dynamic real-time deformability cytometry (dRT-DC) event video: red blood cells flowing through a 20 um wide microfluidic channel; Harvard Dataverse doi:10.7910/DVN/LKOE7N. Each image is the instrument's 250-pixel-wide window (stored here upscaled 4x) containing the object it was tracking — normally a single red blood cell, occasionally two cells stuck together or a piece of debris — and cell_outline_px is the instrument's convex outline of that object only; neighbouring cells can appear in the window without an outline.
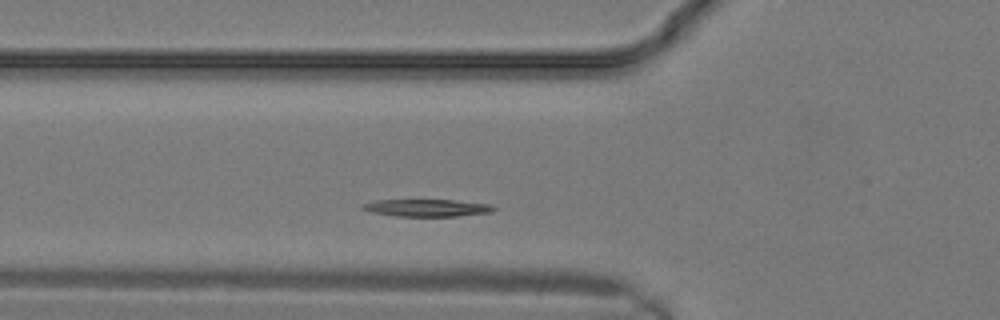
{"species": "common noctule bat (a hibernating species)", "species_latin": "Nyctalus noctula", "temperature_condition": "warm", "stored_images_in_passage": 7, "camera_frame_rate_fps": 3000, "um_per_image_px": 0.085, "animal": {"sex": "male", "body_mass_g": 19.2, "forearm_length_mm": 51.8}, "frame": {"image": 1, "passage_image": 5, "time_ms": 1.333, "image_size_px": [1000, 320], "cell_outline_px": [[496, 208], [492, 212], [456, 216], [396, 216], [372, 212], [360, 208], [360, 204], [376, 200], [452, 200], [488, 204]], "centroid_in_image_um": [36.24, 17.66], "position_along_channel_um": 89.6, "area_um2": 13.06}}
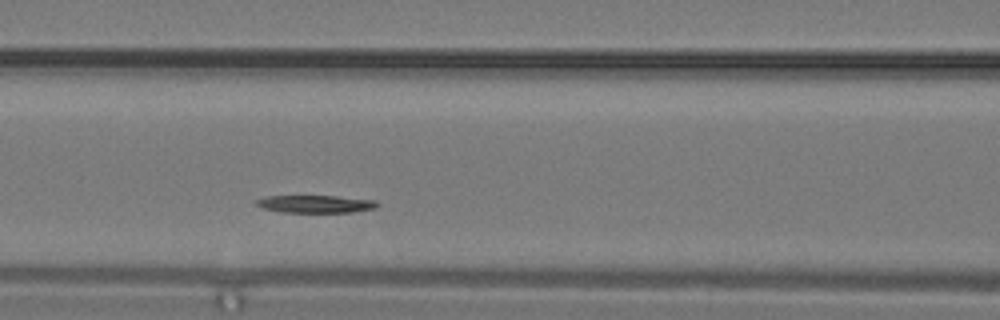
{"frame": {"image": 2, "passage_image": 7, "time_ms": 2.0, "image_size_px": [1000, 320], "cell_outline_px": [[380, 204], [376, 208], [352, 212], [280, 212], [264, 208], [256, 204], [256, 200], [264, 196], [336, 196], [376, 200]], "centroid_in_image_um": [26.85, 17.33], "position_along_channel_um": 139.7, "area_um2": 12.37}}